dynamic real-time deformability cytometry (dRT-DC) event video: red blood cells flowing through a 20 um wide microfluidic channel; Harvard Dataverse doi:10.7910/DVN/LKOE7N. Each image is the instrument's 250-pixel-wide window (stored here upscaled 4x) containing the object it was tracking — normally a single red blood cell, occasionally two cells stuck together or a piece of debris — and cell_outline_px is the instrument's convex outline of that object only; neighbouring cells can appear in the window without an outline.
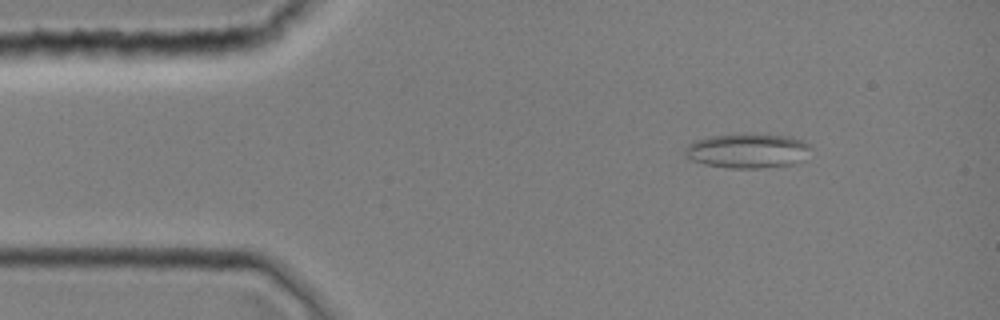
{"species": "common noctule bat (a hibernating species)", "species_latin": "Nyctalus noctula", "temperature_condition": "room temperature", "stored_images_in_passage": 6, "camera_frame_rate_fps": 3000, "um_per_image_px": 0.085, "animal": {"sex": "female", "body_mass_g": 19.0, "forearm_length_mm": 51.5}, "frame": {"image": 1, "passage_image": 5, "time_ms": 1.333, "image_size_px": [1000, 320], "cell_outline_px": [[812, 148], [804, 160], [796, 164], [760, 168], [728, 168], [704, 164], [692, 160], [684, 156], [684, 148], [688, 144], [696, 140], [708, 136], [788, 136], [800, 140], [808, 144]], "centroid_in_image_um": [63.54, 12.86], "position_along_channel_um": 21.5, "area_um2": 24.85}}